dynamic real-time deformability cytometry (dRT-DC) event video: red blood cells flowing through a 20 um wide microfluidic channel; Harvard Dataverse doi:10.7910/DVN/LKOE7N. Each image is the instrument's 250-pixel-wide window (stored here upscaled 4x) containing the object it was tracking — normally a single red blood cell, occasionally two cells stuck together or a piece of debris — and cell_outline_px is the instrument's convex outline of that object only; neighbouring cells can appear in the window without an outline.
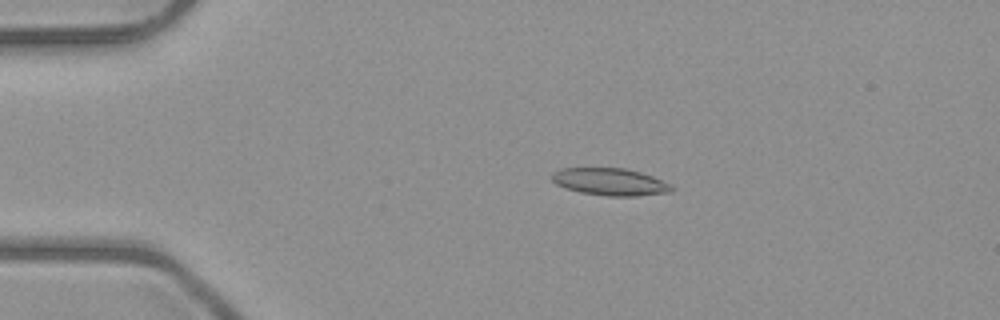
{"species": "common noctule bat (a hibernating species)", "species_latin": "Nyctalus noctula", "temperature_condition": "room temperature", "stored_images_in_passage": 52, "camera_frame_rate_fps": 3000, "um_per_image_px": 0.085, "animal": {"sex": "male", "body_mass_g": 23.1, "forearm_length_mm": 52.7}, "frame": {"image": 1, "passage_image": 11, "time_ms": 3.333, "image_size_px": [1000, 320], "cell_outline_px": [[676, 188], [672, 192], [636, 196], [608, 196], [580, 192], [556, 184], [552, 180], [552, 172], [560, 168], [624, 168], [640, 172], [652, 176], [672, 184]], "centroid_in_image_um": [51.9, 15.45], "position_along_channel_um": 33.1, "area_um2": 19.07}}
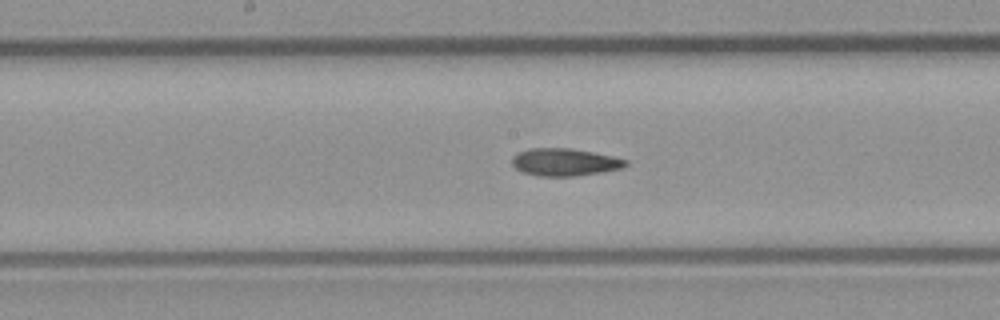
{"frame": {"image": 2, "passage_image": 27, "time_ms": 8.667, "image_size_px": [1000, 320], "cell_outline_px": [[628, 164], [620, 168], [600, 172], [576, 176], [540, 176], [524, 172], [516, 168], [512, 164], [512, 156], [516, 152], [528, 148], [568, 148], [592, 152], [612, 156], [628, 160]], "centroid_in_image_um": [47.96, 13.77], "position_along_channel_um": 200.2, "area_um2": 18.09}}
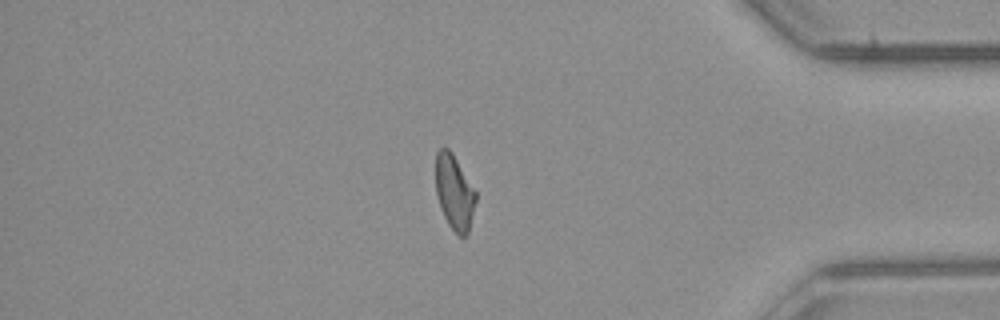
{"frame": {"image": 3, "passage_image": 44, "time_ms": 14.333, "image_size_px": [1000, 320], "cell_outline_px": [[476, 200], [468, 232], [464, 236], [460, 236], [448, 224], [440, 208], [436, 192], [436, 152], [440, 148], [448, 148], [452, 152], [476, 192]], "centroid_in_image_um": [38.61, 16.32], "position_along_channel_um": 396.6, "area_um2": 17.22}, "authors_computed_cell_mechanics": {"area_um2": 18.2359, "velocity_mm_per_s": 4.0258, "shape_relaxation_time_tau1_ms": null, "shape_relaxation_time_tau2_ms": 4.9927, "deformation_change_tau1": null, "deformation_change_tau2": 0.1352}}